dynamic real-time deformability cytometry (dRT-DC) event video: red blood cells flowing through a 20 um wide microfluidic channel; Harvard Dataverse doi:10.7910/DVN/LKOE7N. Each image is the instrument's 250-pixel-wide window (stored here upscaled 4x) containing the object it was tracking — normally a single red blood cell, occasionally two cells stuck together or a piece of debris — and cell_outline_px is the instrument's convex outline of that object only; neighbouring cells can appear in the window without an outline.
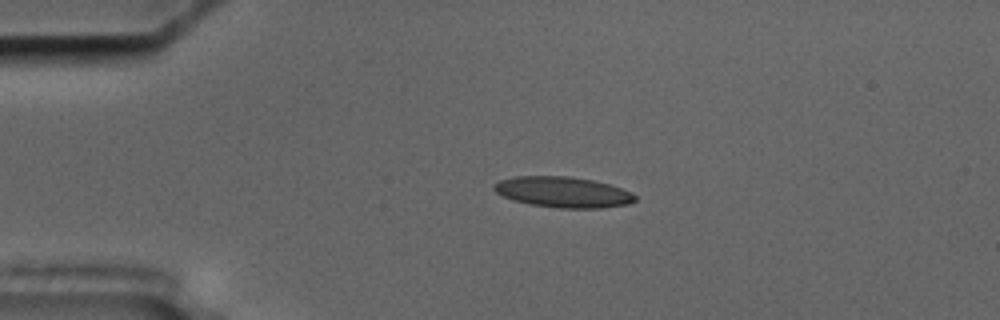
{"species": "common noctule bat (a hibernating species)", "species_latin": "Nyctalus noctula", "temperature_condition": "cold", "stored_images_in_passage": 34, "camera_frame_rate_fps": 3000, "um_per_image_px": 0.085, "animal": {"sex": "male", "body_mass_g": 17.5, "forearm_length_mm": 52.3}, "frame": {"image": 1, "passage_image": 2, "time_ms": 0.333, "image_size_px": [1000, 320], "cell_outline_px": [[636, 200], [628, 204], [600, 208], [556, 208], [532, 204], [512, 200], [496, 192], [492, 188], [492, 184], [500, 180], [516, 176], [568, 176], [592, 180], [608, 184], [632, 192], [636, 196]], "centroid_in_image_um": [47.84, 16.33], "position_along_channel_um": 37.2, "area_um2": 25.2}}
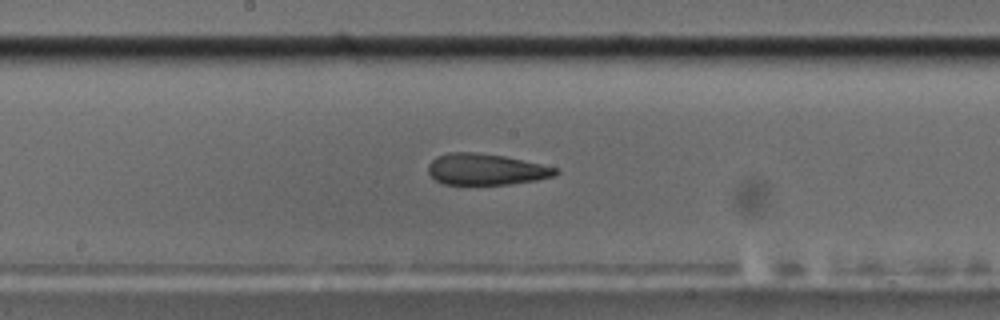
{"frame": {"image": 2, "passage_image": 19, "time_ms": 6.0, "image_size_px": [1000, 320], "cell_outline_px": [[560, 172], [556, 176], [536, 180], [508, 184], [444, 184], [436, 180], [428, 172], [428, 164], [436, 156], [448, 152], [476, 152], [504, 156], [560, 168]], "centroid_in_image_um": [41.33, 14.38], "position_along_channel_um": 206.9, "area_um2": 23.29}}
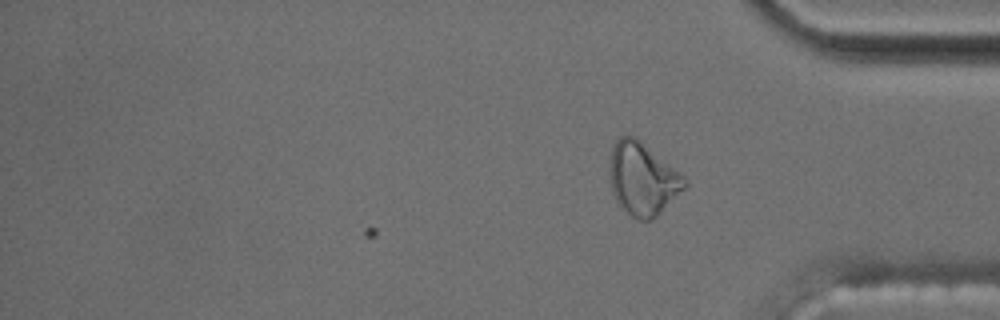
{"frame": {"image": 3, "passage_image": 34, "time_ms": 11.0, "image_size_px": [1000, 320], "cell_outline_px": [[688, 184], [656, 216], [648, 220], [636, 220], [616, 200], [612, 192], [612, 148], [616, 140], [620, 136], [636, 136], [680, 172], [688, 180]], "centroid_in_image_um": [54.66, 15.18], "position_along_channel_um": 380.5, "area_um2": 30.92}, "authors_computed_cell_mechanics": {"area_um2": 23.7847, "velocity_mm_per_s": 3.6198, "shape_relaxation_time_tau1_ms": null, "shape_relaxation_time_tau2_ms": 3.8431, "deformation_change_tau1": null, "deformation_change_tau2": 0.1275}}